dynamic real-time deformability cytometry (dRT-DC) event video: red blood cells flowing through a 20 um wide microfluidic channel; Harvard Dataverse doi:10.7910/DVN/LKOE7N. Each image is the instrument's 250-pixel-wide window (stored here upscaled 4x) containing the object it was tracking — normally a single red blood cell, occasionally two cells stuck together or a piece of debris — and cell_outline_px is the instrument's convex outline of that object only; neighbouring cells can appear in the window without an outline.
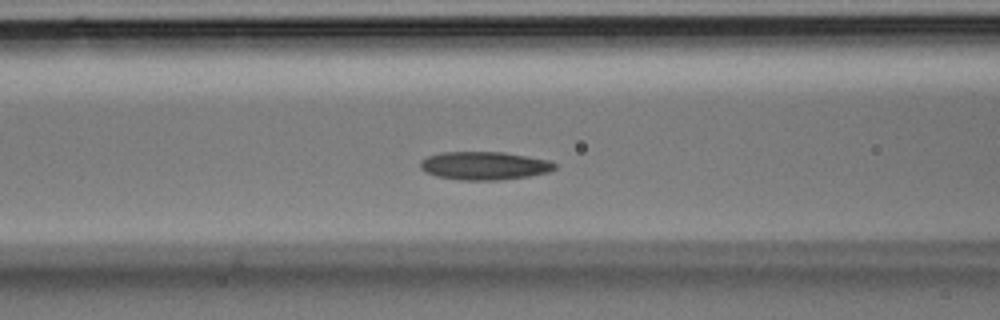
{"species": "Egyptian fruit bat (a non-hibernating species)", "species_latin": "Rousettus aegyptiacus", "temperature_condition": "room temperature", "stored_images_in_passage": 34, "segment_of_instrument_passage": [1, 2], "camera_frame_rate_fps": 3000, "um_per_image_px": 0.085, "animal": {"sex": "male"}, "frame": {"image": 1, "passage_image": 11, "time_ms": 3.333, "image_size_px": [1000, 320], "cell_outline_px": [[556, 168], [548, 172], [528, 176], [496, 180], [460, 180], [436, 176], [424, 172], [420, 168], [420, 160], [428, 156], [444, 152], [504, 152], [548, 160], [556, 164]], "centroid_in_image_um": [41.13, 14.08], "position_along_channel_um": 125.5, "area_um2": 22.02}}
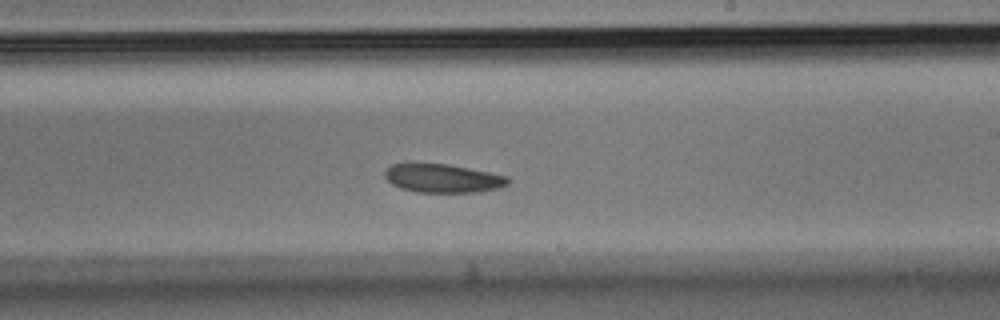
{"frame": {"image": 2, "passage_image": 18, "time_ms": 5.667, "image_size_px": [1000, 320], "cell_outline_px": [[512, 180], [508, 184], [496, 188], [476, 192], [416, 192], [400, 188], [392, 184], [384, 176], [384, 172], [392, 164], [408, 160], [448, 164], [508, 176]], "centroid_in_image_um": [37.56, 15.11], "position_along_channel_um": 251.4, "area_um2": 21.1}}
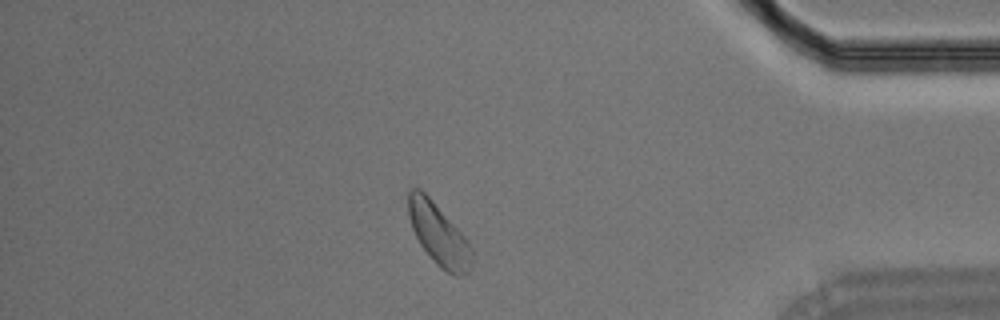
{"frame": {"image": 3, "passage_image": 28, "time_ms": 9.0, "image_size_px": [1000, 320], "cell_outline_px": [[472, 268], [468, 276], [456, 276], [448, 272], [436, 264], [420, 244], [412, 228], [408, 216], [408, 192], [412, 188], [420, 188], [432, 200], [468, 240], [472, 252]], "centroid_in_image_um": [37.3, 19.96], "position_along_channel_um": 397.9, "area_um2": 22.77}}